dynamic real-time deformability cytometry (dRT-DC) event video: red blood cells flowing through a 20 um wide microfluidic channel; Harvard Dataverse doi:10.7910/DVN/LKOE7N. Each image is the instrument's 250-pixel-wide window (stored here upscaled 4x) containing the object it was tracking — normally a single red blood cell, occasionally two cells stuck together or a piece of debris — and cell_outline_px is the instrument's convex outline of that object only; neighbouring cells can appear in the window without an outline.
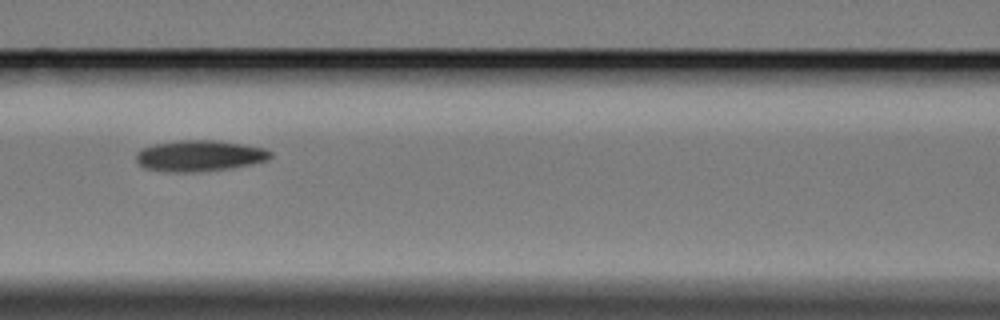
{"species": "Egyptian fruit bat (a non-hibernating species)", "species_latin": "Rousettus aegyptiacus", "temperature_condition": "cold", "stored_images_in_passage": 9, "camera_frame_rate_fps": 3000, "um_per_image_px": 0.085, "animal": {"sex": "female"}, "frame": {"image": 1, "passage_image": 8, "time_ms": 8.333, "image_size_px": [1000, 320], "cell_outline_px": [[272, 156], [268, 160], [252, 164], [232, 168], [192, 172], [168, 172], [144, 168], [136, 160], [136, 152], [140, 148], [152, 144], [180, 140], [212, 140], [240, 144], [264, 148], [272, 152]], "centroid_in_image_um": [16.93, 13.24], "position_along_channel_um": 149.7, "area_um2": 24.39}}
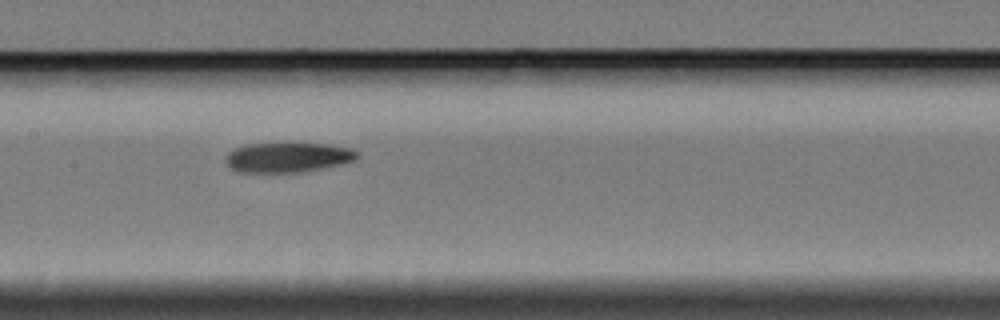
{"frame": {"image": 2, "passage_image": 9, "time_ms": 9.333, "image_size_px": [1000, 320], "cell_outline_px": [[360, 156], [356, 160], [340, 164], [300, 172], [240, 172], [232, 168], [224, 160], [228, 152], [236, 148], [248, 144], [288, 140], [292, 140], [328, 144], [352, 148], [360, 152]], "centroid_in_image_um": [24.51, 13.31], "position_along_channel_um": 182.9, "area_um2": 23.87}}